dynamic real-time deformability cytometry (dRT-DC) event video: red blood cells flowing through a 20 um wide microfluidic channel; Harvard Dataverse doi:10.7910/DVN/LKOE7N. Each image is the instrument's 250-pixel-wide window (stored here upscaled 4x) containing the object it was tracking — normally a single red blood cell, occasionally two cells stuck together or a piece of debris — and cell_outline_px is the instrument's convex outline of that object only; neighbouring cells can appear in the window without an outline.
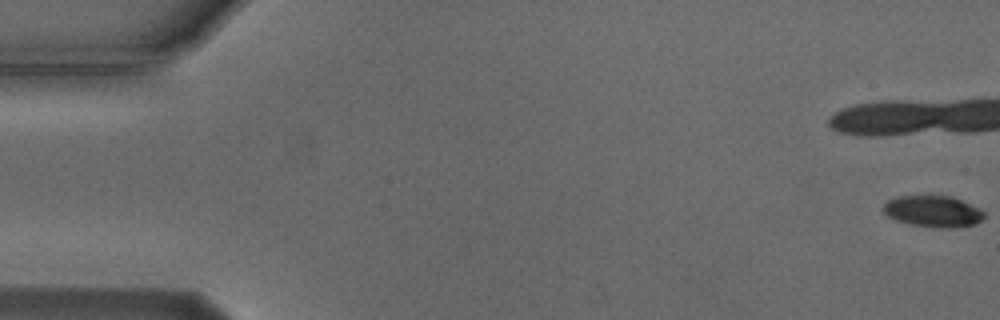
{"species": "Egyptian fruit bat (a non-hibernating species)", "species_latin": "Rousettus aegyptiacus", "temperature_condition": "cold", "stored_images_in_passage": 46, "camera_frame_rate_fps": 3000, "um_per_image_px": 0.085, "animal": {"sex": "male"}, "frame": {"image": 1, "passage_image": 1, "time_ms": 0.0, "image_size_px": [1000, 320], "cell_outline_px": [[984, 216], [976, 224], [952, 228], [940, 228], [912, 224], [896, 220], [888, 216], [880, 208], [888, 200], [900, 196], [952, 196], [984, 212]], "centroid_in_image_um": [79.27, 17.97], "position_along_channel_um": 5.7, "area_um2": 18.15}}